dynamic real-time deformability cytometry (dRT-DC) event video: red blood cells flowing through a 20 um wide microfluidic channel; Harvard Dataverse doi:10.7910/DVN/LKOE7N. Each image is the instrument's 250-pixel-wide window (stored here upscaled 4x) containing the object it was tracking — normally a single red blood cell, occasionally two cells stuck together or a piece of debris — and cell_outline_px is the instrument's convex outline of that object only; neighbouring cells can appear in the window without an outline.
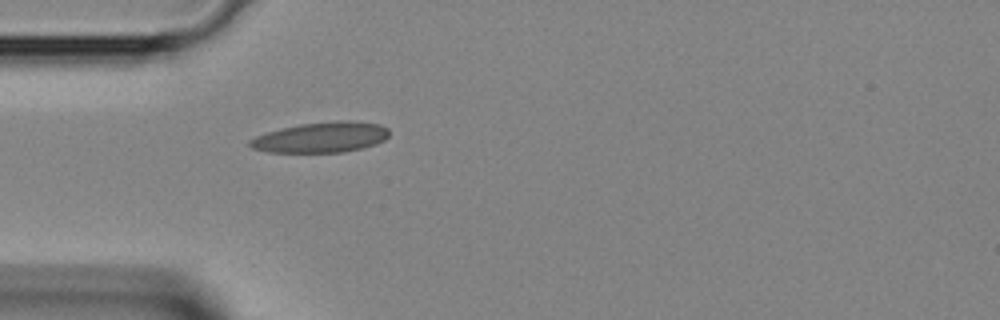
{"species": "Egyptian fruit bat (a non-hibernating species)", "species_latin": "Rousettus aegyptiacus", "temperature_condition": "room temperature", "stored_images_in_passage": 3, "camera_frame_rate_fps": 3000, "um_per_image_px": 0.085, "animal": {"sex": "female"}, "frame": {"image": 1, "passage_image": 3, "time_ms": 0.667, "image_size_px": [1000, 320], "cell_outline_px": [[388, 136], [384, 140], [376, 144], [364, 148], [344, 152], [268, 152], [252, 148], [248, 144], [248, 140], [256, 136], [280, 128], [300, 124], [336, 120], [348, 120], [380, 124], [388, 128]], "centroid_in_image_um": [27.31, 11.67], "position_along_channel_um": 57.7, "area_um2": 24.85}}